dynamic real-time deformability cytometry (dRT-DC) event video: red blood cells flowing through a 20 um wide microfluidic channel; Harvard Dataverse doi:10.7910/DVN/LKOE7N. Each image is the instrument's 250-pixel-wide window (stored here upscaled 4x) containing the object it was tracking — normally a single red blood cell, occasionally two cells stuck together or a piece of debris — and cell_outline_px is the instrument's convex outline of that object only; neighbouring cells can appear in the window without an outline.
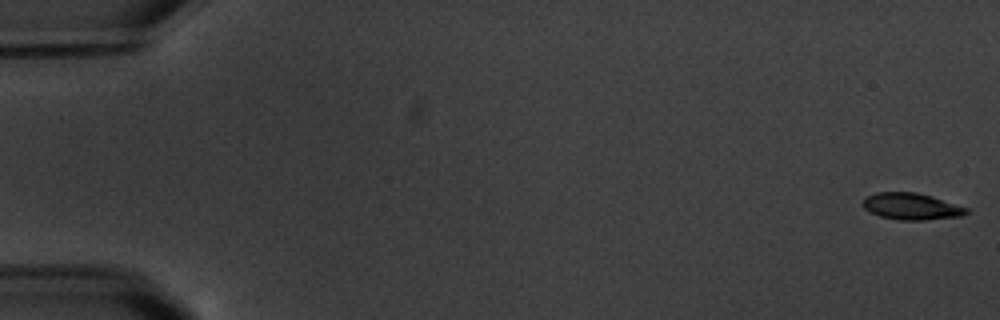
{"species": "common noctule bat (a hibernating species)", "species_latin": "Nyctalus noctula", "temperature_condition": "warm", "stored_images_in_passage": 6, "camera_frame_rate_fps": 3000, "um_per_image_px": 0.085, "animal": {"sex": "male", "body_mass_g": 20.1, "forearm_length_mm": 53.5}, "frame": {"image": 1, "passage_image": 1, "time_ms": 0.0, "image_size_px": [1000, 320], "cell_outline_px": [[972, 212], [964, 216], [924, 220], [900, 220], [880, 216], [864, 208], [860, 204], [864, 196], [876, 192], [916, 192], [932, 196], [968, 208]], "centroid_in_image_um": [77.48, 17.54], "position_along_channel_um": 7.5, "area_um2": 16.36}}
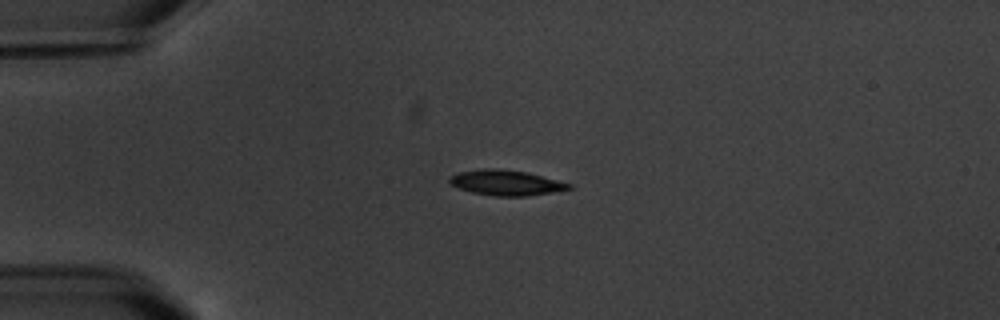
{"frame": {"image": 2, "passage_image": 5, "time_ms": 4.667, "image_size_px": [1000, 320], "cell_outline_px": [[572, 188], [552, 192], [524, 196], [496, 196], [472, 192], [460, 188], [452, 184], [448, 180], [448, 176], [460, 172], [484, 168], [500, 168], [528, 172], [572, 184]], "centroid_in_image_um": [43.01, 15.52], "position_along_channel_um": 42.0, "area_um2": 17.51}}